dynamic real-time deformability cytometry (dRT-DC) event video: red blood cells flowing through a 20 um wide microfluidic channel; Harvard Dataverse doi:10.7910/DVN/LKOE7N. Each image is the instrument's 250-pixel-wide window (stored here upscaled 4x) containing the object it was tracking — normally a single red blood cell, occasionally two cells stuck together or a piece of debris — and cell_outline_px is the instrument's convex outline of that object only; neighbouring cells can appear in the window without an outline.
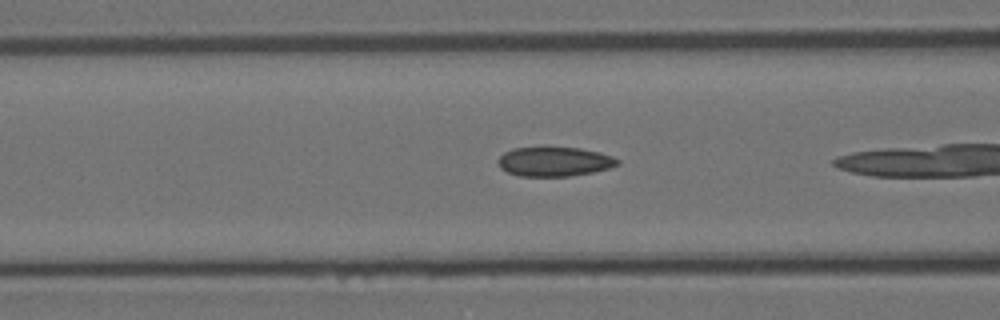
{"species": "Egyptian fruit bat (a non-hibernating species)", "species_latin": "Rousettus aegyptiacus", "temperature_condition": "room temperature", "stored_images_in_passage": 7, "camera_frame_rate_fps": 3000, "um_per_image_px": 0.085, "animal": {"sex": "female"}, "frame": {"image": 1, "passage_image": 5, "time_ms": 1.333, "image_size_px": [1000, 320], "cell_outline_px": [[620, 164], [608, 168], [592, 172], [568, 176], [520, 176], [508, 172], [500, 168], [496, 160], [504, 152], [512, 148], [544, 144], [580, 148], [600, 152], [612, 156], [620, 160]], "centroid_in_image_um": [47.08, 13.68], "position_along_channel_um": 119.5, "area_um2": 21.33}}